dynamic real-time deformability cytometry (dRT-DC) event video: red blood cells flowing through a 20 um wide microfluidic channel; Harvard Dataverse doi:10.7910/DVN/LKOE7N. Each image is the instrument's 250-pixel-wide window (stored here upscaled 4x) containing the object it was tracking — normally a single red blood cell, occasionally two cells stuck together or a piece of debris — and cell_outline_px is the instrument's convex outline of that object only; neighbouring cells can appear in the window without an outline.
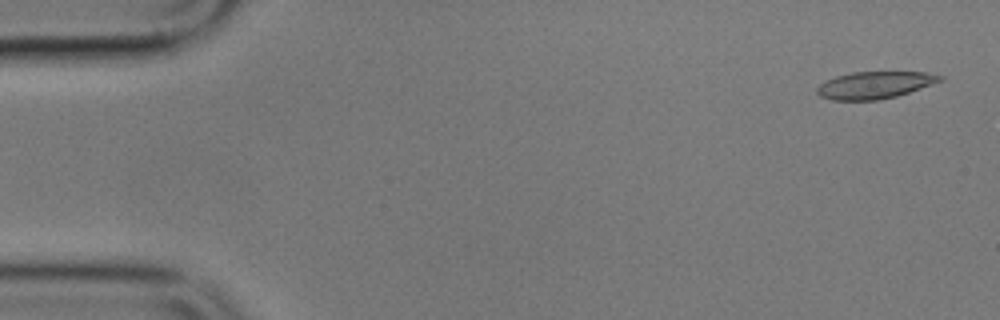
{"species": "common noctule bat (a hibernating species)", "species_latin": "Nyctalus noctula", "temperature_condition": "cold", "stored_images_in_passage": 3, "camera_frame_rate_fps": 3000, "um_per_image_px": 0.085, "animal": {"sex": "male", "body_mass_g": 17.9}, "frame": {"image": 1, "passage_image": 1, "time_ms": 0.0, "image_size_px": [1000, 320], "cell_outline_px": [[944, 80], [896, 96], [880, 100], [832, 100], [820, 96], [816, 92], [816, 88], [820, 84], [836, 76], [852, 72], [924, 72], [944, 76]], "centroid_in_image_um": [74.34, 7.23], "position_along_channel_um": 10.7, "area_um2": 19.31}}